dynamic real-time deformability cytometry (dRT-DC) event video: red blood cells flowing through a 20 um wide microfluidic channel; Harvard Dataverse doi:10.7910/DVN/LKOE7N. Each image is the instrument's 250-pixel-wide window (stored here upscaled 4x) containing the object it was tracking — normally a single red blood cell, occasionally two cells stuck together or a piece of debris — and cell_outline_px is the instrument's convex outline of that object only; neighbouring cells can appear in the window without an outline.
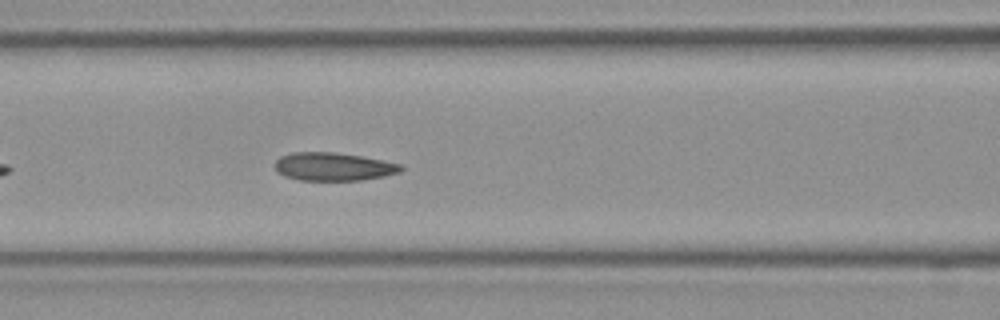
{"species": "Egyptian fruit bat (a non-hibernating species)", "species_latin": "Rousettus aegyptiacus", "temperature_condition": "room temperature", "stored_images_in_passage": 24, "camera_frame_rate_fps": 3000, "um_per_image_px": 0.085, "frame": {"image": 1, "passage_image": 8, "time_ms": 2.333, "image_size_px": [1000, 320], "cell_outline_px": [[404, 168], [400, 172], [384, 176], [360, 180], [300, 180], [284, 176], [276, 172], [272, 164], [280, 156], [292, 152], [336, 152], [384, 160], [400, 164]], "centroid_in_image_um": [28.29, 14.16], "position_along_channel_um": 138.3, "area_um2": 20.87}}
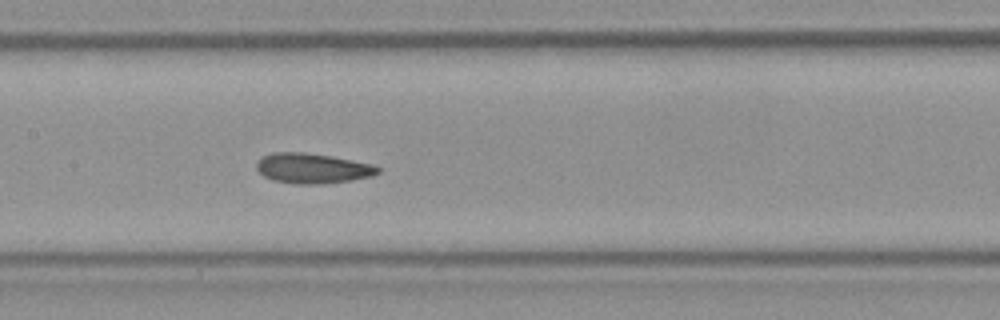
{"frame": {"image": 2, "passage_image": 11, "time_ms": 3.333, "image_size_px": [1000, 320], "cell_outline_px": [[380, 172], [372, 176], [352, 180], [320, 184], [296, 184], [272, 180], [264, 176], [256, 168], [256, 164], [264, 156], [272, 152], [304, 152], [332, 156], [372, 164], [380, 168]], "centroid_in_image_um": [26.57, 14.31], "position_along_channel_um": 180.8, "area_um2": 21.27}}